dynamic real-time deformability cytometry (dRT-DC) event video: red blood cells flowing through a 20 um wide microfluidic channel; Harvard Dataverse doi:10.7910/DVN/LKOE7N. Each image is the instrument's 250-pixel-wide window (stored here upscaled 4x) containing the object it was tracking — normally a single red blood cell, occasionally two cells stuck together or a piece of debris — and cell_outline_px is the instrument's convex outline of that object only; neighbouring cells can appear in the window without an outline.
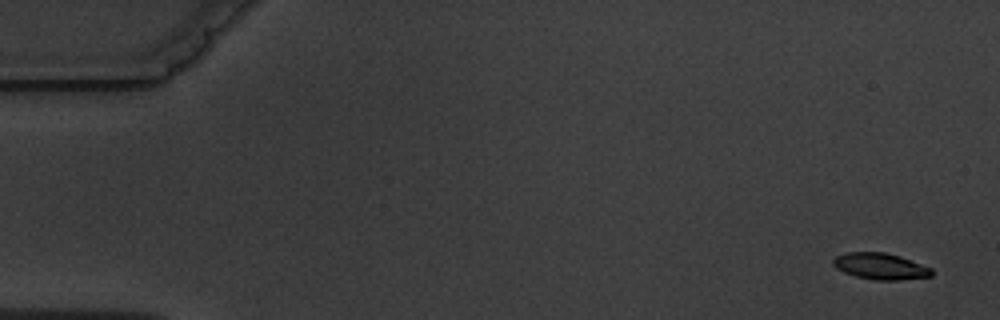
{"species": "common noctule bat (a hibernating species)", "species_latin": "Nyctalus noctula", "temperature_condition": "warm", "stored_images_in_passage": 4, "camera_frame_rate_fps": 3000, "um_per_image_px": 0.085, "animal": {"sex": "male", "body_mass_g": 19.5, "forearm_length_mm": 54.6}, "frame": {"image": 1, "passage_image": 1, "time_ms": 0.0, "image_size_px": [1000, 320], "cell_outline_px": [[932, 276], [900, 280], [872, 280], [856, 276], [844, 272], [836, 268], [832, 264], [832, 260], [836, 256], [844, 252], [884, 252], [900, 256], [932, 268]], "centroid_in_image_um": [74.81, 22.63], "position_along_channel_um": 10.2, "area_um2": 15.2}}
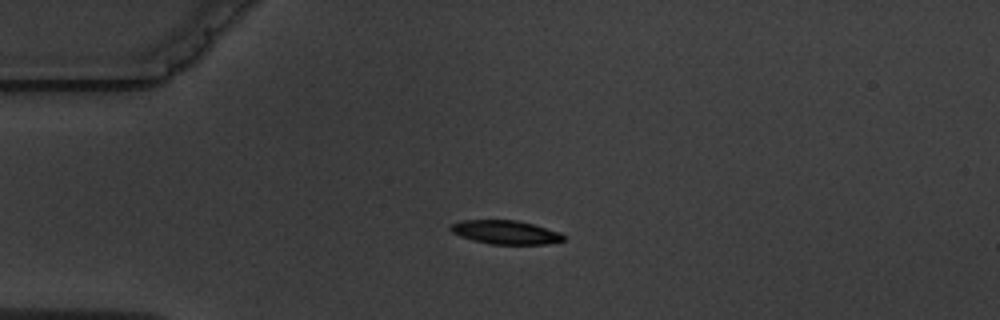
{"frame": {"image": 2, "passage_image": 3, "time_ms": 4.0, "image_size_px": [1000, 320], "cell_outline_px": [[564, 240], [548, 244], [492, 244], [472, 240], [460, 236], [452, 232], [448, 228], [452, 224], [460, 220], [516, 220], [532, 224], [560, 232], [564, 236]], "centroid_in_image_um": [42.95, 19.74], "position_along_channel_um": 42.1, "area_um2": 15.55}}